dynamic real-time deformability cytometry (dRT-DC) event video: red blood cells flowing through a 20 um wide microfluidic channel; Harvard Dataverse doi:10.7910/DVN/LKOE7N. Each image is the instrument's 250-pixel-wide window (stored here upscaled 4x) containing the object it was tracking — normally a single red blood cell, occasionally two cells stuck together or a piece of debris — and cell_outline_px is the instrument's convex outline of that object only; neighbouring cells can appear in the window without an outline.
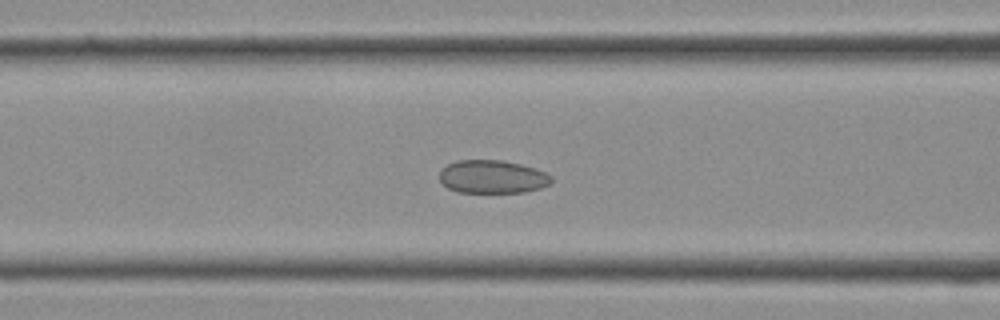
{"species": "Egyptian fruit bat (a non-hibernating species)", "species_latin": "Rousettus aegyptiacus", "temperature_condition": "cold", "stored_images_in_passage": 16, "camera_frame_rate_fps": 3000, "um_per_image_px": 0.085, "frame": {"image": 1, "passage_image": 8, "time_ms": 2.333, "image_size_px": [1000, 320], "cell_outline_px": [[552, 180], [548, 184], [540, 188], [524, 192], [456, 192], [448, 188], [440, 180], [440, 172], [448, 164], [456, 160], [500, 160], [520, 164], [536, 168], [552, 176]], "centroid_in_image_um": [41.85, 15.02], "position_along_channel_um": 124.7, "area_um2": 21.5}}
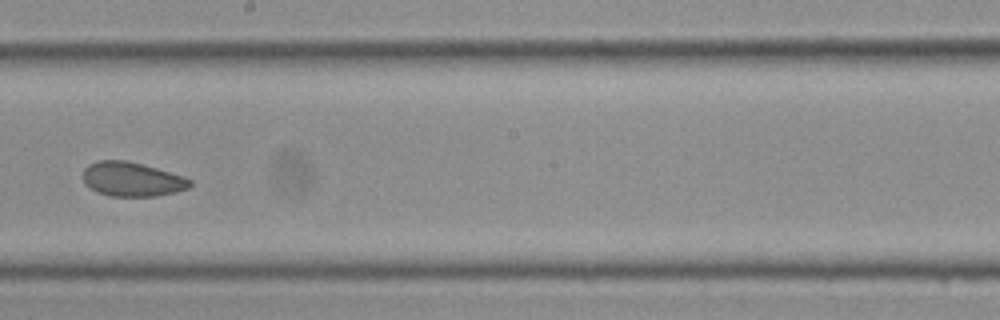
{"frame": {"image": 2, "passage_image": 13, "time_ms": 4.0, "image_size_px": [1000, 320], "cell_outline_px": [[192, 184], [188, 188], [176, 192], [156, 196], [112, 196], [96, 192], [84, 184], [84, 168], [88, 164], [96, 160], [128, 160], [144, 164], [184, 176], [192, 180]], "centroid_in_image_um": [11.22, 15.22], "position_along_channel_um": 237.0, "area_um2": 21.62}}
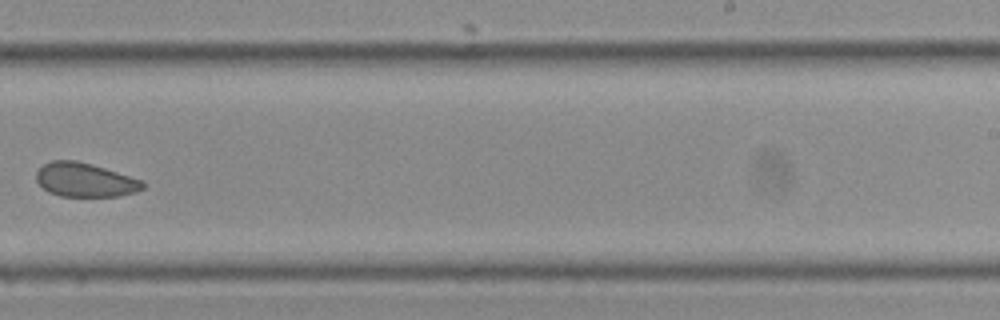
{"frame": {"image": 3, "passage_image": 15, "time_ms": 4.667, "image_size_px": [1000, 320], "cell_outline_px": [[144, 188], [136, 192], [116, 196], [60, 196], [48, 192], [36, 180], [36, 172], [44, 164], [52, 160], [76, 160], [92, 164], [144, 180]], "centroid_in_image_um": [7.24, 15.29], "position_along_channel_um": 281.8, "area_um2": 21.1}}